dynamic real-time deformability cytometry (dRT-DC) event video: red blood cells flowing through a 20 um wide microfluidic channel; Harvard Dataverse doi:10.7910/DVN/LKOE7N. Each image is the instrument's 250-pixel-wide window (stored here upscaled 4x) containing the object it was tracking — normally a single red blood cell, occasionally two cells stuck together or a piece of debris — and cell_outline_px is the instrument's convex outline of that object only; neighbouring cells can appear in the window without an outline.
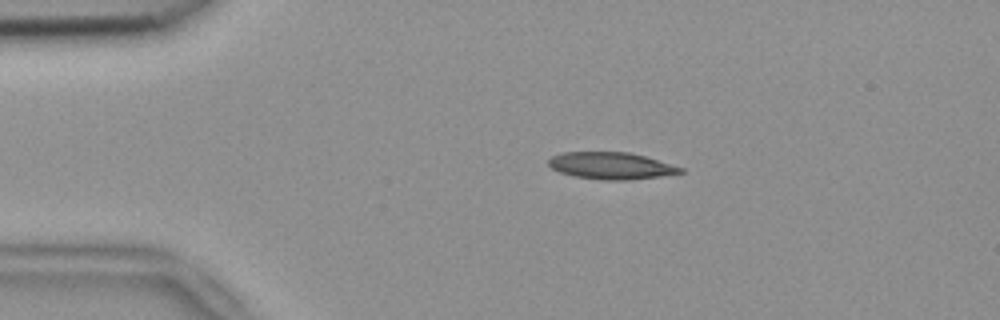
{"species": "common noctule bat (a hibernating species)", "species_latin": "Nyctalus noctula", "temperature_condition": "room temperature", "stored_images_in_passage": 52, "camera_frame_rate_fps": 3000, "um_per_image_px": 0.085, "animal": {"sex": "female", "body_mass_g": 18.4}, "frame": {"image": 1, "passage_image": 10, "time_ms": 3.0, "image_size_px": [1000, 320], "cell_outline_px": [[684, 172], [660, 176], [628, 180], [600, 180], [576, 176], [560, 172], [552, 168], [548, 164], [548, 160], [552, 156], [564, 152], [628, 152], [644, 156], [684, 168]], "centroid_in_image_um": [51.94, 14.09], "position_along_channel_um": 33.1, "area_um2": 20.52}}
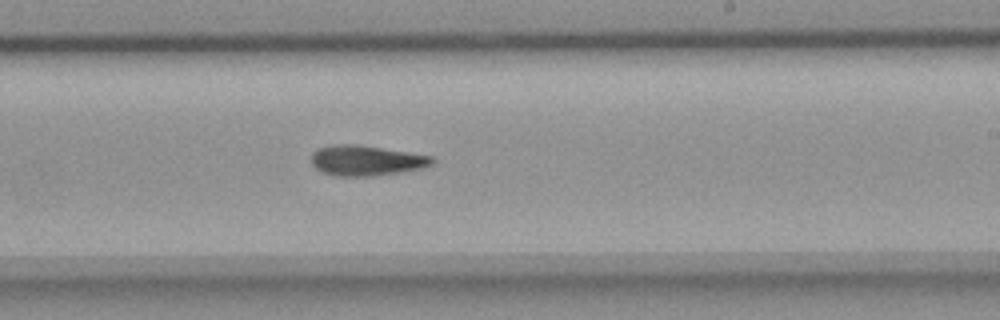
{"frame": {"image": 2, "passage_image": 31, "time_ms": 10.0, "image_size_px": [1000, 320], "cell_outline_px": [[436, 160], [432, 164], [420, 168], [400, 172], [368, 176], [332, 176], [320, 172], [312, 164], [312, 152], [320, 148], [336, 144], [356, 144], [408, 152], [432, 156]], "centroid_in_image_um": [31.1, 13.65], "position_along_channel_um": 257.9, "area_um2": 21.21}}
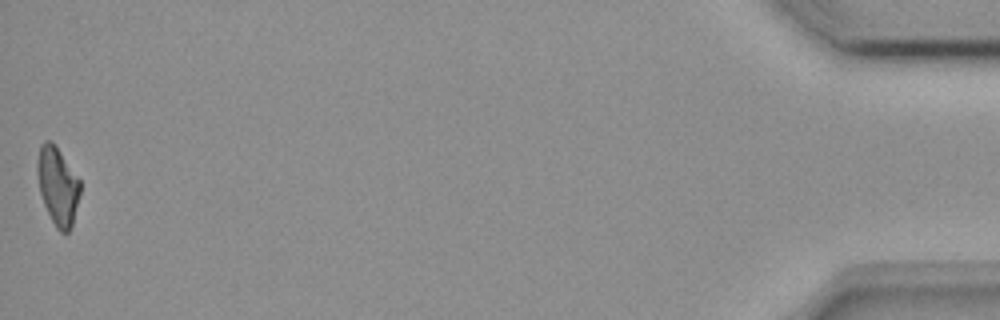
{"frame": {"image": 3, "passage_image": 52, "time_ms": 17.0, "image_size_px": [1000, 320], "cell_outline_px": [[80, 192], [72, 224], [68, 232], [60, 232], [56, 228], [44, 204], [40, 192], [36, 172], [36, 164], [40, 144], [44, 140], [52, 140], [56, 144], [80, 180]], "centroid_in_image_um": [4.88, 15.74], "position_along_channel_um": 430.3, "area_um2": 19.54}, "authors_computed_cell_mechanics": {"area_um2": 20.6635, "velocity_mm_per_s": 3.8519, "shape_relaxation_time_tau1_ms": 5.6809, "shape_relaxation_time_tau2_ms": null, "deformation_change_tau1": 0.1573, "deformation_change_tau2": null}}